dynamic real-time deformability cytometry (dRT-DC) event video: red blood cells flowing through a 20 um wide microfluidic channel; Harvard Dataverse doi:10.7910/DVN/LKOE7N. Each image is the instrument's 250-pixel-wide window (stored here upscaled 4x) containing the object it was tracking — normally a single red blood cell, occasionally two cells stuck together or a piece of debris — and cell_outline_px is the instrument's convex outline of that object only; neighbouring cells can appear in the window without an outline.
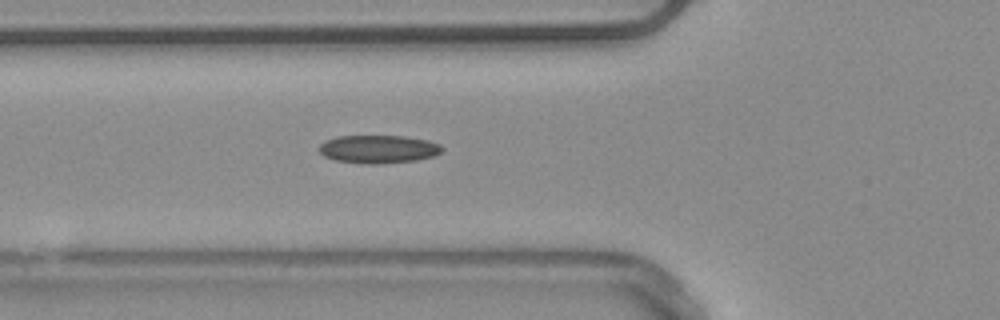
{"species": "common noctule bat (a hibernating species)", "species_latin": "Nyctalus noctula", "temperature_condition": "warm", "stored_images_in_passage": 36, "camera_frame_rate_fps": 3000, "um_per_image_px": 0.085, "animal": {"sex": "male", "body_mass_g": 20.4}, "frame": {"image": 1, "passage_image": 6, "time_ms": 1.667, "image_size_px": [1000, 320], "cell_outline_px": [[444, 148], [440, 152], [432, 156], [416, 160], [376, 164], [368, 164], [336, 160], [324, 156], [320, 152], [320, 144], [324, 140], [336, 136], [404, 136], [428, 140], [440, 144]], "centroid_in_image_um": [32.15, 12.66], "position_along_channel_um": 93.6, "area_um2": 20.06}, "authors_computed_cell_mechanics": {"area_um2": 19.3052, "velocity_mm_per_s": 3.9325, "shape_relaxation_time_tau1_ms": null, "shape_relaxation_time_tau2_ms": 3.2314, "deformation_change_tau1": null, "deformation_change_tau2": 0.1247}}